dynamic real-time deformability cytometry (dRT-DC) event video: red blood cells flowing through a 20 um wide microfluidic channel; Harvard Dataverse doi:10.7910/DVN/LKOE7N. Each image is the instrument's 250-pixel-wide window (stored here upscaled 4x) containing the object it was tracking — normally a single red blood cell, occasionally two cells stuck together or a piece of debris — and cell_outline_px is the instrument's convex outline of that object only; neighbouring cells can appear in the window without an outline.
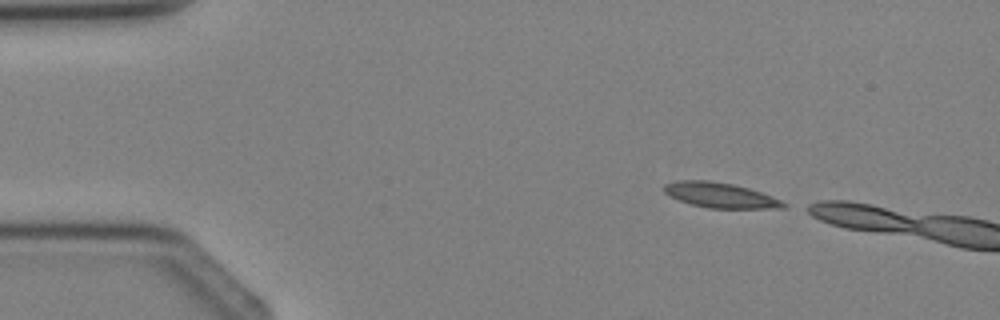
{"species": "Egyptian fruit bat (a non-hibernating species)", "species_latin": "Rousettus aegyptiacus", "temperature_condition": "cold", "stored_images_in_passage": 2, "camera_frame_rate_fps": 3000, "um_per_image_px": 0.085, "animal": {"sex": "female"}, "frame": {"image": 1, "passage_image": 1, "time_ms": 0.0, "image_size_px": [1000, 320], "cell_outline_px": [[788, 208], [708, 208], [692, 204], [680, 200], [664, 192], [664, 184], [676, 180], [708, 180], [732, 184], [748, 188], [772, 196], [788, 204]], "centroid_in_image_um": [61.24, 16.59], "position_along_channel_um": 23.8, "area_um2": 17.34}}